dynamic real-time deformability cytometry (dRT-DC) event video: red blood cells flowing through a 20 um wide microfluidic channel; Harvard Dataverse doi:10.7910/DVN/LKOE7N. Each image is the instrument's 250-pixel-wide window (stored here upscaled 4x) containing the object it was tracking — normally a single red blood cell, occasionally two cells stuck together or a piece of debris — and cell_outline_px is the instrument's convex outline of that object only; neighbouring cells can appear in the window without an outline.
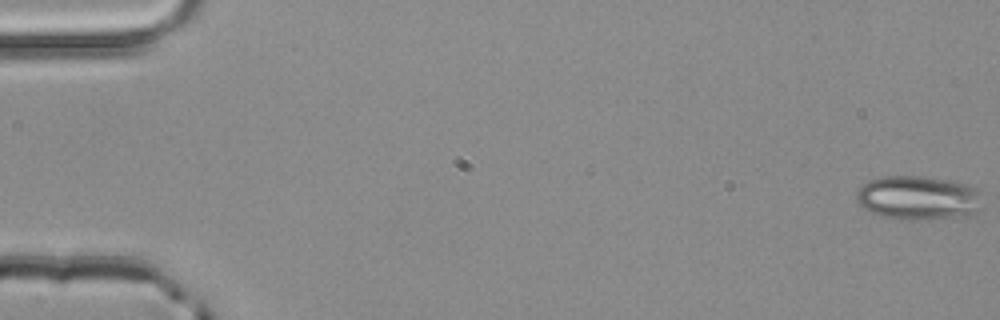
{"species": "common noctule bat (a hibernating species)", "species_latin": "Nyctalus noctula", "temperature_condition": "room temperature", "stored_images_in_passage": 3, "segment_of_instrument_passage": [2, 2], "camera_frame_rate_fps": 3000, "um_per_image_px": 0.085, "animal": {"sex": "male", "body_mass_g": 20.4}, "frame": {"image": 1, "passage_image": 3, "time_ms": 0.667, "image_size_px": [1000, 320], "cell_outline_px": [[984, 208], [972, 216], [912, 220], [900, 220], [880, 216], [864, 208], [856, 200], [856, 192], [868, 180], [880, 176], [924, 176], [964, 184], [976, 188]], "centroid_in_image_um": [78.06, 16.84], "position_along_channel_um": 6.9, "area_um2": 32.66}}